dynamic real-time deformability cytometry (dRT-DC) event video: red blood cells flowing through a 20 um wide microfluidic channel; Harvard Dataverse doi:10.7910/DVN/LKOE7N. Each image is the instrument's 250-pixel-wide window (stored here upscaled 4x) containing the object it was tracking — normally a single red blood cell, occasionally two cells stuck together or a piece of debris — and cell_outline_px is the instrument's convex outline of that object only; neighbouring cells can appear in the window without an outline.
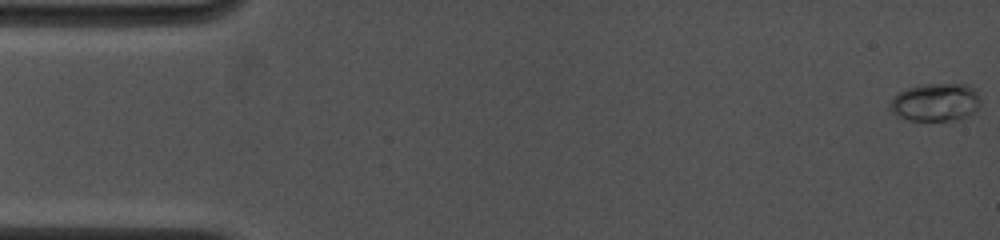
{"species": "common noctule bat (a hibernating species)", "species_latin": "Nyctalus noctula", "temperature_condition": "cold", "stored_images_in_passage": 40, "camera_frame_rate_fps": 4500, "um_per_image_px": 0.085, "animal": {"sex": "female", "body_mass_g": 19.0, "forearm_length_mm": 53.3}, "frame": {"image": 1, "passage_image": 1, "time_ms": 0.0, "image_size_px": [1000, 240], "cell_outline_px": [[980, 104], [972, 112], [964, 116], [952, 120], [908, 120], [892, 112], [888, 108], [888, 104], [892, 96], [908, 88], [924, 84], [968, 84], [980, 96]], "centroid_in_image_um": [79.48, 8.68], "position_along_channel_um": 5.5, "area_um2": 19.83}}
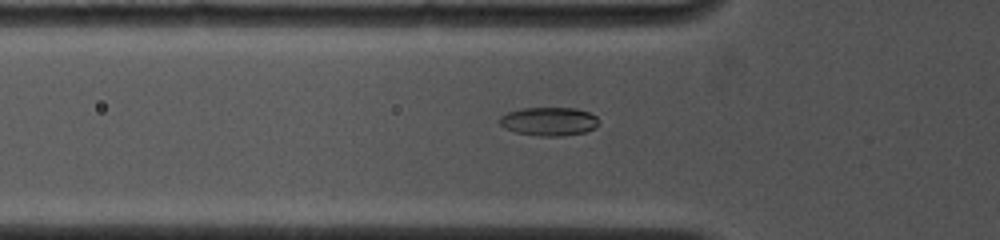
{"frame": {"image": 2, "passage_image": 22, "time_ms": 5.333, "image_size_px": [1000, 240], "cell_outline_px": [[600, 124], [596, 128], [584, 132], [564, 136], [540, 136], [516, 132], [504, 128], [500, 124], [500, 116], [508, 112], [520, 108], [576, 108], [588, 112], [596, 116], [600, 120]], "centroid_in_image_um": [46.7, 10.32], "position_along_channel_um": 79.1, "area_um2": 16.65}}
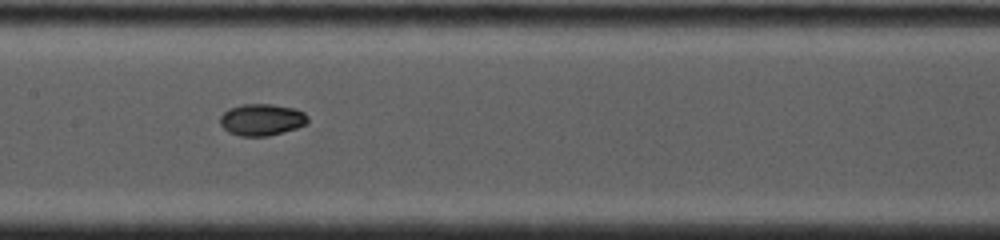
{"frame": {"image": 3, "passage_image": 39, "time_ms": 8.0, "image_size_px": [1000, 240], "cell_outline_px": [[308, 124], [284, 132], [268, 136], [240, 136], [228, 132], [220, 124], [220, 116], [228, 108], [244, 104], [272, 104], [292, 108], [304, 112], [308, 116]], "centroid_in_image_um": [22.25, 10.18], "position_along_channel_um": 185.2, "area_um2": 16.3}}